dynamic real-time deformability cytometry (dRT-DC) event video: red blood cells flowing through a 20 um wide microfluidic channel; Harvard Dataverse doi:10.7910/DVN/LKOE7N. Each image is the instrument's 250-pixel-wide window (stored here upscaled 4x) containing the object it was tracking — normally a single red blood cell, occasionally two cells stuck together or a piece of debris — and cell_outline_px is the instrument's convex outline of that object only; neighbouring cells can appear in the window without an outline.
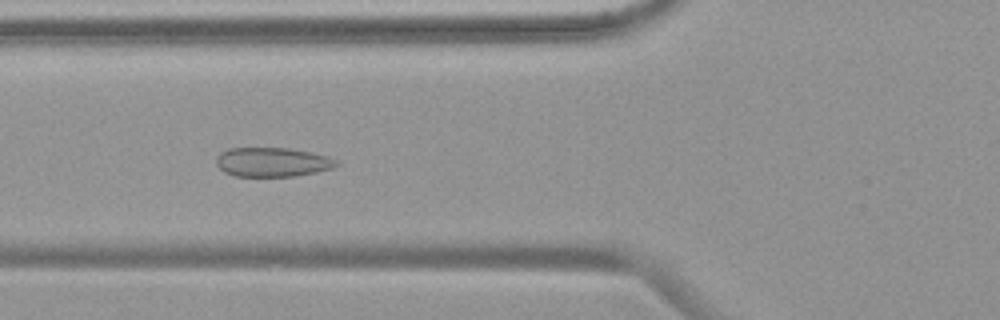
{"species": "common noctule bat (a hibernating species)", "species_latin": "Nyctalus noctula", "temperature_condition": "warm", "stored_images_in_passage": 49, "camera_frame_rate_fps": 3000, "um_per_image_px": 0.085, "animal": {"sex": "female", "body_mass_g": 19.9}, "frame": {"image": 1, "passage_image": 15, "time_ms": 4.667, "image_size_px": [1000, 320], "cell_outline_px": [[340, 164], [332, 168], [316, 172], [292, 176], [236, 176], [224, 172], [216, 164], [216, 156], [220, 152], [228, 148], [288, 148], [328, 156], [336, 160]], "centroid_in_image_um": [23.12, 13.77], "position_along_channel_um": 102.7, "area_um2": 20.4}}
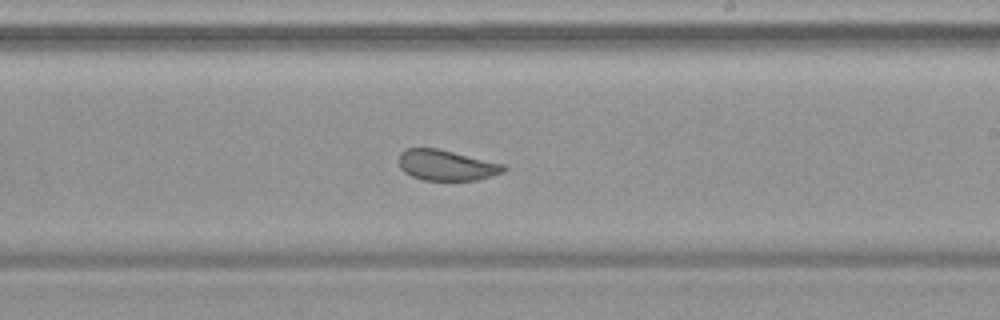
{"frame": {"image": 2, "passage_image": 27, "time_ms": 8.667, "image_size_px": [1000, 320], "cell_outline_px": [[508, 168], [504, 172], [492, 176], [476, 180], [424, 180], [412, 176], [404, 172], [400, 168], [400, 152], [404, 148], [440, 148], [504, 164]], "centroid_in_image_um": [37.97, 14.03], "position_along_channel_um": 251.0, "area_um2": 18.84}}
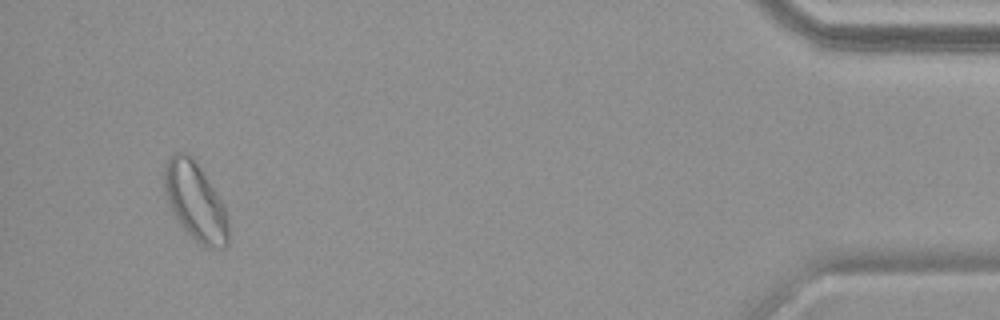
{"frame": {"image": 3, "passage_image": 46, "time_ms": 15.0, "image_size_px": [1000, 320], "cell_outline_px": [[228, 244], [224, 248], [208, 248], [200, 244], [180, 224], [168, 200], [164, 188], [164, 164], [176, 152], [184, 152], [192, 156], [224, 204], [228, 220]], "centroid_in_image_um": [16.62, 17.13], "position_along_channel_um": 418.6, "area_um2": 28.67}}